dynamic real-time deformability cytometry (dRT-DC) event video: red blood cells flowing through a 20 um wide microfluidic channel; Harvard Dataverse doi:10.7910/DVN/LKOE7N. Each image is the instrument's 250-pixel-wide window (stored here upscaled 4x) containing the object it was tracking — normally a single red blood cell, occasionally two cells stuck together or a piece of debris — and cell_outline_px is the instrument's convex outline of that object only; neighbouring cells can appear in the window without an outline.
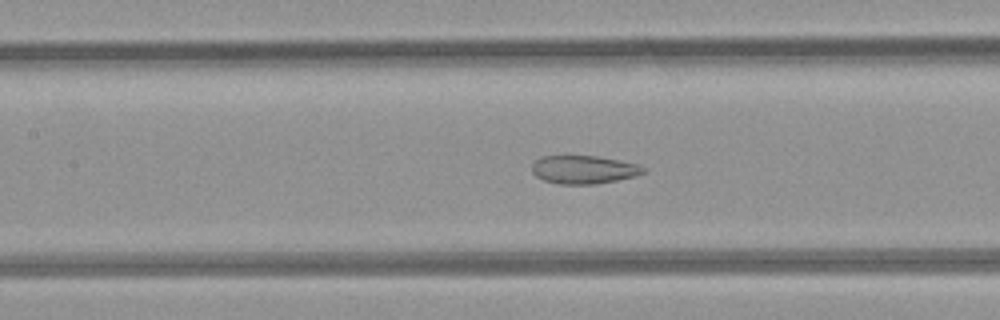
{"species": "common noctule bat (a hibernating species)", "species_latin": "Nyctalus noctula", "temperature_condition": "room temperature", "stored_images_in_passage": 41, "camera_frame_rate_fps": 3000, "um_per_image_px": 0.085, "animal": {"sex": "female", "body_mass_g": 21.9}, "frame": {"image": 1, "passage_image": 14, "time_ms": 4.333, "image_size_px": [1000, 320], "cell_outline_px": [[648, 168], [644, 172], [636, 176], [596, 184], [560, 184], [544, 180], [536, 176], [532, 172], [532, 164], [540, 156], [596, 156], [620, 160], [640, 164]], "centroid_in_image_um": [49.65, 14.41], "position_along_channel_um": 157.7, "area_um2": 18.44}}
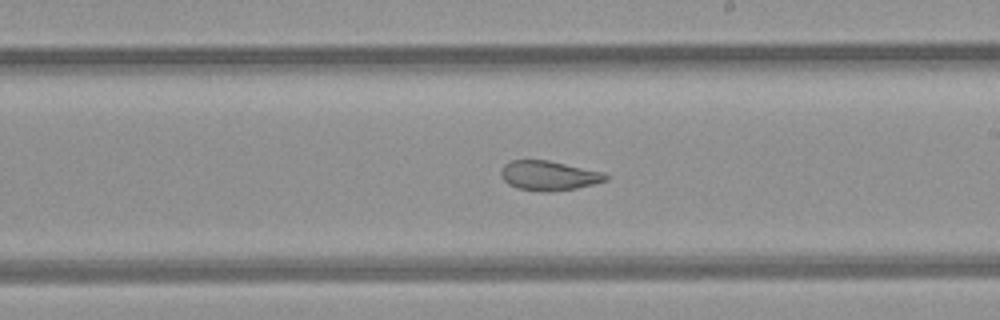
{"frame": {"image": 2, "passage_image": 20, "time_ms": 6.333, "image_size_px": [1000, 320], "cell_outline_px": [[608, 180], [576, 188], [548, 192], [544, 192], [516, 188], [508, 184], [500, 176], [500, 172], [504, 164], [512, 160], [548, 160], [604, 172], [608, 176]], "centroid_in_image_um": [46.63, 14.92], "position_along_channel_um": 242.4, "area_um2": 18.09}}
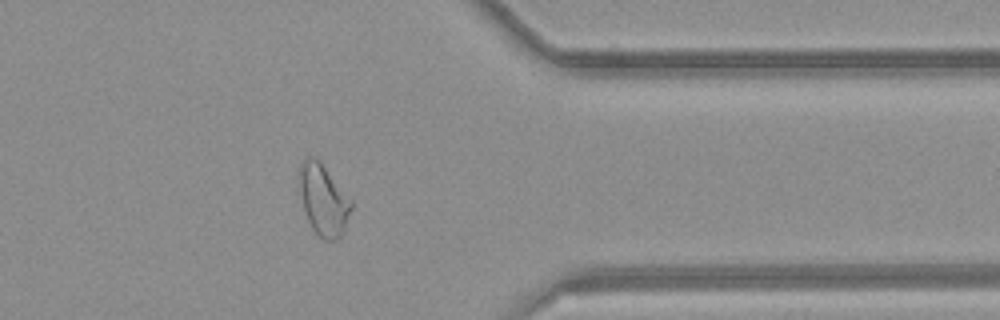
{"frame": {"image": 3, "passage_image": 31, "time_ms": 10.0, "image_size_px": [1000, 320], "cell_outline_px": [[352, 208], [344, 228], [340, 236], [336, 240], [324, 240], [312, 228], [304, 212], [300, 192], [300, 164], [308, 156], [316, 156], [320, 160], [352, 200]], "centroid_in_image_um": [27.49, 16.96], "position_along_channel_um": 383.9, "area_um2": 21.39}, "authors_computed_cell_mechanics": {"area_um2": 21.386, "velocity_mm_per_s": 4.2455, "shape_relaxation_time_tau1_ms": null, "shape_relaxation_time_tau2_ms": 1.8436, "deformation_change_tau1": null, "deformation_change_tau2": 0.0925}}